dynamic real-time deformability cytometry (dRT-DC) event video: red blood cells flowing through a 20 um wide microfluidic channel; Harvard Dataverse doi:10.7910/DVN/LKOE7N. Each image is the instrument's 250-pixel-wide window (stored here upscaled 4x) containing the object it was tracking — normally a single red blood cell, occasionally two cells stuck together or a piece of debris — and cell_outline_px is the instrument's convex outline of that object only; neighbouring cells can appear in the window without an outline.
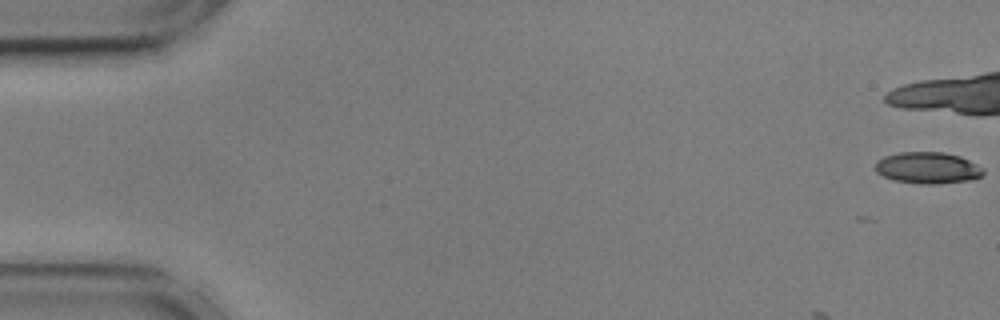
{"species": "common noctule bat (a hibernating species)", "species_latin": "Nyctalus noctula", "temperature_condition": "cold", "stored_images_in_passage": 29, "camera_frame_rate_fps": 3000, "um_per_image_px": 0.085, "animal": {"sex": "male", "body_mass_g": 17.9, "forearm_length_mm": 54.2}, "frame": {"image": 1, "passage_image": 1, "time_ms": 0.0, "image_size_px": [1000, 320], "cell_outline_px": [[984, 172], [976, 180], [936, 184], [920, 184], [896, 180], [884, 176], [876, 172], [876, 160], [884, 156], [900, 152], [944, 152], [960, 156], [984, 168]], "centroid_in_image_um": [78.88, 14.27], "position_along_channel_um": 6.1, "area_um2": 19.94}}